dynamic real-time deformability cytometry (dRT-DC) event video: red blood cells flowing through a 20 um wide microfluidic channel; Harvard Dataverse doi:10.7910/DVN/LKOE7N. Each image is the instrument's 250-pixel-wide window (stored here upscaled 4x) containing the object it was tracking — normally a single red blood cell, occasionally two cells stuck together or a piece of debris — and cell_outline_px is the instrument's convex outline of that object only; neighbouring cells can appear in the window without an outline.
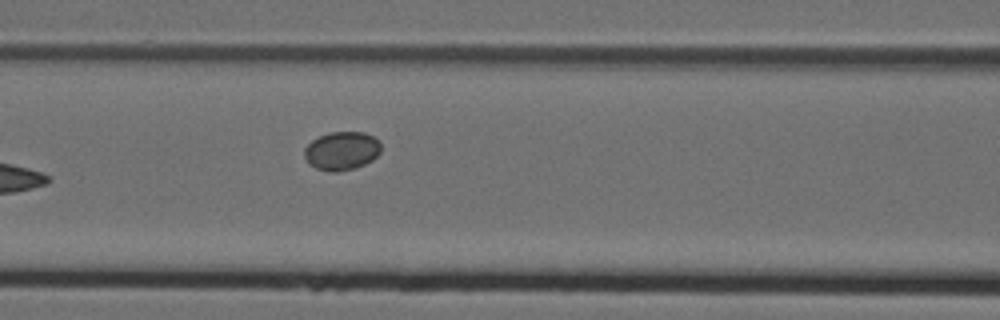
{"species": "Egyptian fruit bat (a non-hibernating species)", "species_latin": "Rousettus aegyptiacus", "temperature_condition": "cold", "stored_images_in_passage": 7, "camera_frame_rate_fps": 3000, "um_per_image_px": 0.085, "animal": {"sex": "female"}, "frame": {"image": 1, "passage_image": 7, "time_ms": 2.0, "image_size_px": [1000, 320], "cell_outline_px": [[380, 152], [372, 160], [356, 168], [336, 172], [332, 172], [316, 168], [308, 164], [304, 156], [304, 148], [312, 140], [328, 132], [364, 132], [380, 140]], "centroid_in_image_um": [29.03, 12.82], "position_along_channel_um": 137.6, "area_um2": 17.28}}